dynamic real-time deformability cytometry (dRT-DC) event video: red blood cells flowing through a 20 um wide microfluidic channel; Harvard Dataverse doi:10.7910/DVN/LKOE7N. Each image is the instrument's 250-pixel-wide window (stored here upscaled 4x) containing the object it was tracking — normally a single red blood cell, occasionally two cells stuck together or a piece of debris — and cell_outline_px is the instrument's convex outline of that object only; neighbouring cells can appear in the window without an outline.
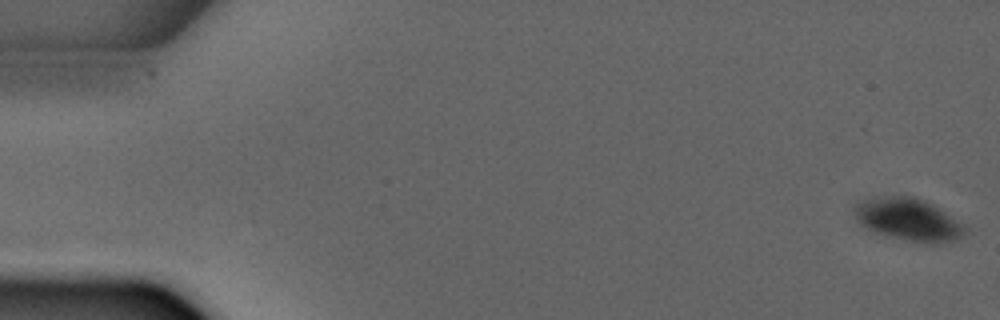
{"species": "common noctule bat (a hibernating species)", "species_latin": "Nyctalus noctula", "temperature_condition": "warm", "stored_images_in_passage": 3, "camera_frame_rate_fps": 3000, "um_per_image_px": 0.085, "animal": {"sex": "male", "forearm_length_mm": 52.5}, "frame": {"image": 1, "passage_image": 1, "time_ms": 0.0, "image_size_px": [1000, 320], "cell_outline_px": [[968, 228], [956, 240], [940, 244], [932, 244], [904, 240], [872, 232], [860, 224], [856, 220], [852, 212], [852, 208], [856, 200], [872, 196], [916, 196], [940, 208], [964, 224]], "centroid_in_image_um": [77.14, 18.64], "position_along_channel_um": 7.9, "area_um2": 28.21}}